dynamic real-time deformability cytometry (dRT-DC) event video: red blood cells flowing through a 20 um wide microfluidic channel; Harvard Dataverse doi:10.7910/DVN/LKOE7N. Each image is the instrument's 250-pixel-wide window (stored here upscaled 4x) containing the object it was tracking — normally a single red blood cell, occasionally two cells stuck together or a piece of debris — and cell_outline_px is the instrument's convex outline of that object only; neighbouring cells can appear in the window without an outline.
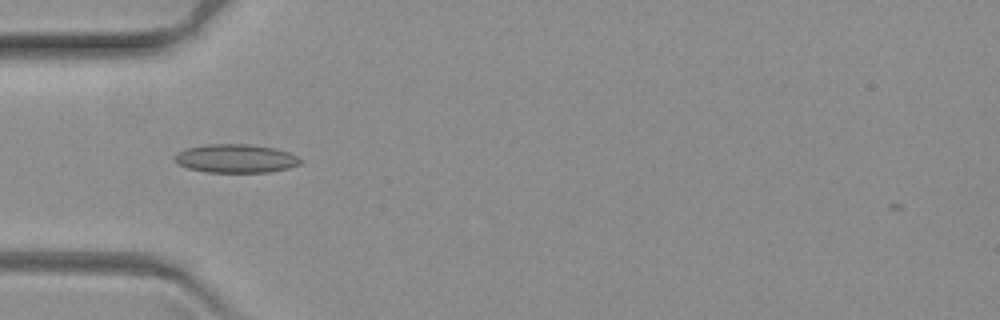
{"species": "common noctule bat (a hibernating species)", "species_latin": "Nyctalus noctula", "temperature_condition": "warm", "stored_images_in_passage": 47, "camera_frame_rate_fps": 3000, "um_per_image_px": 0.085, "animal": {"sex": "female", "body_mass_g": 19.3, "forearm_length_mm": 54.1}, "frame": {"image": 1, "passage_image": 2, "time_ms": 0.333, "image_size_px": [1000, 320], "cell_outline_px": [[304, 160], [300, 164], [288, 168], [268, 172], [204, 172], [188, 168], [180, 164], [176, 160], [176, 152], [188, 148], [208, 144], [248, 144], [276, 148], [288, 152]], "centroid_in_image_um": [20.08, 13.47], "position_along_channel_um": 64.9, "area_um2": 20.81}}
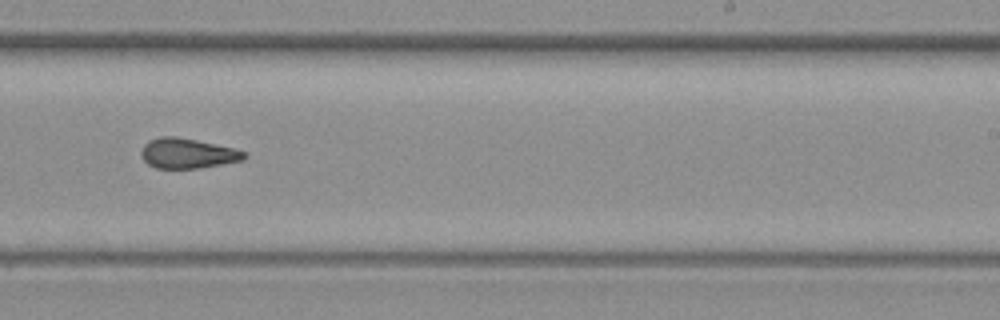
{"frame": {"image": 2, "passage_image": 22, "time_ms": 7.0, "image_size_px": [1000, 320], "cell_outline_px": [[248, 156], [244, 160], [200, 168], [156, 168], [148, 164], [144, 160], [140, 152], [144, 144], [148, 140], [160, 136], [176, 136], [196, 140], [232, 148], [244, 152]], "centroid_in_image_um": [15.91, 13.03], "position_along_channel_um": 273.1, "area_um2": 17.98}}
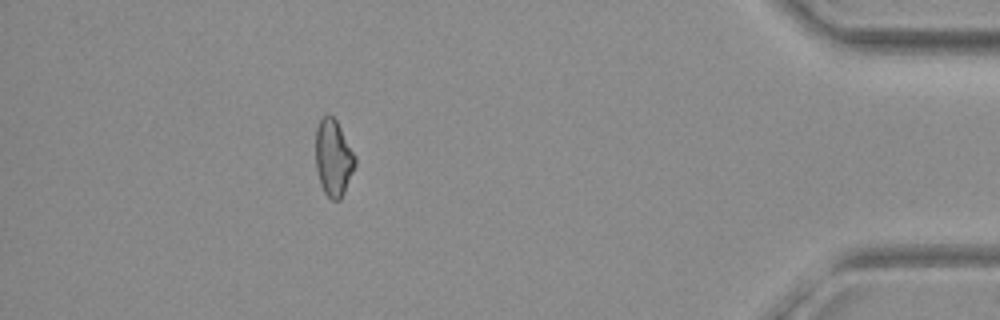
{"frame": {"image": 3, "passage_image": 40, "time_ms": 13.0, "image_size_px": [1000, 320], "cell_outline_px": [[356, 164], [344, 192], [340, 200], [332, 200], [324, 192], [320, 184], [316, 168], [316, 128], [320, 120], [324, 116], [332, 116], [336, 120], [356, 156]], "centroid_in_image_um": [28.34, 13.44], "position_along_channel_um": 406.9, "area_um2": 17.46}}